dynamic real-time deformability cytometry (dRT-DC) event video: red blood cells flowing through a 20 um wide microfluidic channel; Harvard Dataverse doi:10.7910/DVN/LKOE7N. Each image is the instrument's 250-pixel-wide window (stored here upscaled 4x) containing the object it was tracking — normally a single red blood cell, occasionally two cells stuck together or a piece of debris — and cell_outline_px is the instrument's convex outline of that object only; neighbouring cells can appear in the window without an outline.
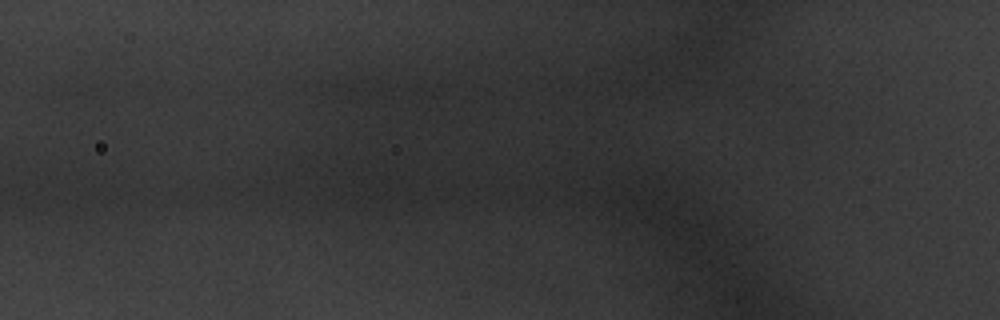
{"species": "common noctule bat (a hibernating species)", "species_latin": "Nyctalus noctula", "temperature_condition": "warm", "stored_images_in_passage": 2, "camera_frame_rate_fps": 3000, "um_per_image_px": 0.085, "animal": {"sex": "male", "body_mass_g": 20.1, "forearm_length_mm": 53.5}, "frame": {"image": 1, "passage_image": 2, "time_ms": 0.333, "image_size_px": [1000, 320], "cell_outline_px": [[728, 224], [724, 240], [652, 208], [632, 196], [620, 184], [636, 168], [676, 168], [700, 180]], "centroid_in_image_um": [57.55, 16.81], "position_along_channel_um": 68.2, "area_um2": 28.96}}